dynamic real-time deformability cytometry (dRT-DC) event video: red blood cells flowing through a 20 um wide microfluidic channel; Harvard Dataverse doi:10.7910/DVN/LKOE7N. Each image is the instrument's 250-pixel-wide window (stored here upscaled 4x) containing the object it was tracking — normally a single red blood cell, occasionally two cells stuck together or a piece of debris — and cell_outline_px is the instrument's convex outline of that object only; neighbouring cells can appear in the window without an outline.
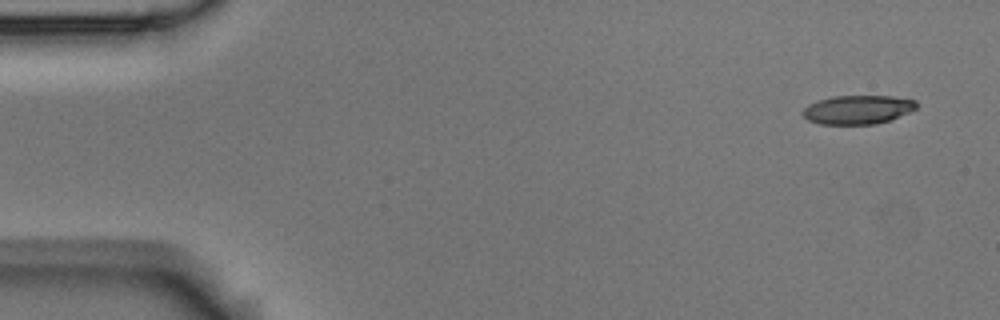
{"species": "Egyptian fruit bat (a non-hibernating species)", "species_latin": "Rousettus aegyptiacus", "temperature_condition": "room temperature", "stored_images_in_passage": 3, "camera_frame_rate_fps": 3000, "um_per_image_px": 0.085, "animal": {"sex": "male"}, "frame": {"image": 1, "passage_image": 1, "time_ms": 0.0, "image_size_px": [1000, 320], "cell_outline_px": [[916, 108], [892, 120], [876, 124], [820, 124], [808, 120], [800, 112], [808, 104], [816, 100], [832, 96], [892, 96], [916, 100]], "centroid_in_image_um": [72.88, 9.32], "position_along_channel_um": 12.1, "area_um2": 19.25}}